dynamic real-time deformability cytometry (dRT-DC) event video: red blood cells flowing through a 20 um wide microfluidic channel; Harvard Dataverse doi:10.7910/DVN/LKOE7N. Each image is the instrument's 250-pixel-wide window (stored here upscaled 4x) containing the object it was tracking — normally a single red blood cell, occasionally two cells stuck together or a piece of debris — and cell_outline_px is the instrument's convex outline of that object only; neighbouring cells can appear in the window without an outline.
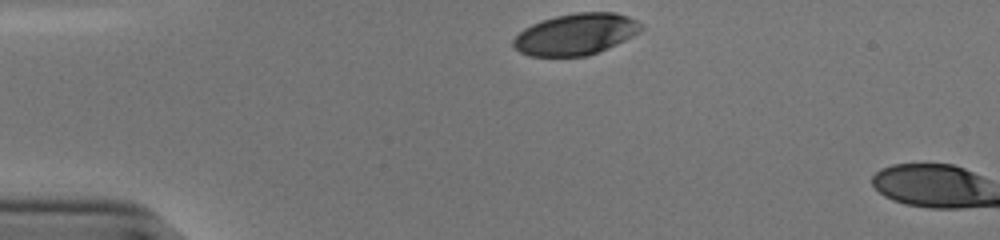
{"species": "human", "species_latin": "Homo sapiens", "temperature_condition": "cold", "stored_images_in_passage": 3, "camera_frame_rate_fps": 3000, "um_per_image_px": 0.085, "donor": {"sex": "male"}, "frame": {"image": 1, "passage_image": 1, "time_ms": 0.0, "image_size_px": [1000, 240], "cell_outline_px": [[644, 28], [640, 32], [616, 44], [588, 56], [528, 56], [520, 52], [512, 44], [512, 40], [524, 28], [540, 20], [556, 16], [576, 12], [616, 12], [628, 16], [644, 24]], "centroid_in_image_um": [48.95, 2.9], "position_along_channel_um": 36.0, "area_um2": 30.92}}